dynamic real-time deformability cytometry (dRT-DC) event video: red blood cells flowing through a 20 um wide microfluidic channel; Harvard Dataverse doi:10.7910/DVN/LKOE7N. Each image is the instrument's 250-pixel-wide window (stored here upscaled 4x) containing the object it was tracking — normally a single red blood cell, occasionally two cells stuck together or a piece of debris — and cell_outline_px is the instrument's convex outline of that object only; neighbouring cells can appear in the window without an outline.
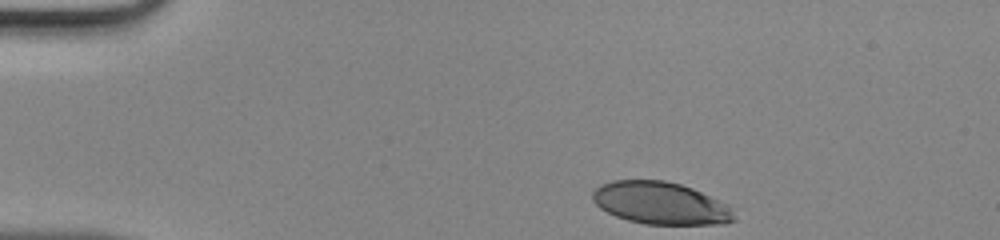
{"species": "human", "species_latin": "Homo sapiens", "temperature_condition": "room temperature", "stored_images_in_passage": 33, "camera_frame_rate_fps": 3000, "um_per_image_px": 0.085, "donor": {"sex": "male"}, "frame": {"image": 1, "passage_image": 1, "time_ms": 0.0, "image_size_px": [1000, 240], "cell_outline_px": [[736, 220], [724, 224], [644, 224], [628, 220], [616, 216], [600, 208], [592, 200], [592, 192], [600, 184], [612, 180], [664, 180], [680, 184], [692, 188], [728, 204], [732, 208], [736, 216]], "centroid_in_image_um": [56.16, 17.27], "position_along_channel_um": 28.8, "area_um2": 35.08}}
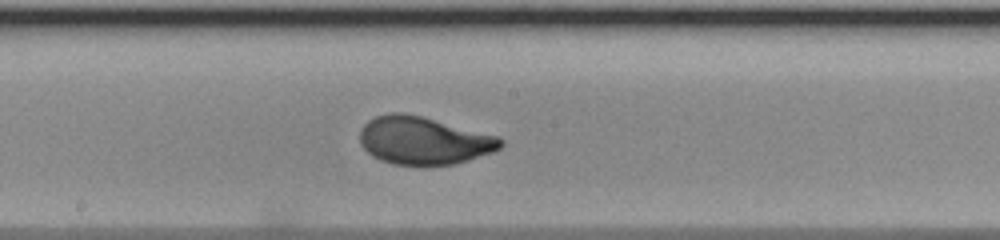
{"frame": {"image": 2, "passage_image": 19, "time_ms": 6.0, "image_size_px": [1000, 240], "cell_outline_px": [[504, 144], [500, 148], [492, 152], [468, 160], [452, 164], [392, 164], [380, 160], [372, 156], [360, 144], [360, 128], [368, 120], [376, 116], [388, 112], [404, 112], [500, 136], [504, 140]], "centroid_in_image_um": [36.0, 11.93], "position_along_channel_um": 212.2, "area_um2": 39.13}}
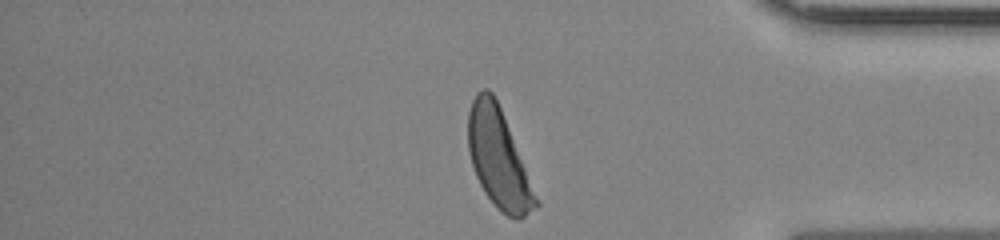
{"frame": {"image": 3, "passage_image": 33, "time_ms": 10.667, "image_size_px": [1000, 240], "cell_outline_px": [[540, 204], [520, 220], [516, 220], [508, 216], [496, 208], [484, 192], [476, 176], [468, 152], [468, 112], [472, 100], [476, 92], [484, 88], [488, 88], [492, 92], [500, 108]], "centroid_in_image_um": [42.34, 13.48], "position_along_channel_um": 392.9, "area_um2": 38.38}}